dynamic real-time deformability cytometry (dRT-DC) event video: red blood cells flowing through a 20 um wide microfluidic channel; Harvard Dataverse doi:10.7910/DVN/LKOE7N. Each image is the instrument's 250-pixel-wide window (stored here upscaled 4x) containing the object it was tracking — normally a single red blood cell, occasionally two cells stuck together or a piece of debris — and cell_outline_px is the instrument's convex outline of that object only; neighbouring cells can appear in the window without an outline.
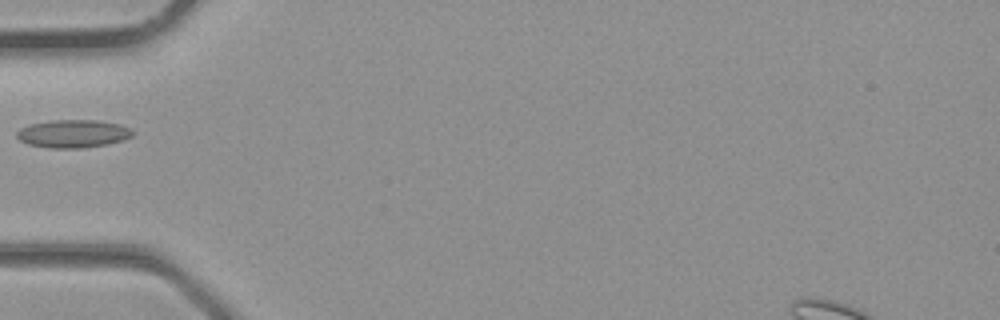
{"species": "common noctule bat (a hibernating species)", "species_latin": "Nyctalus noctula", "temperature_condition": "room temperature", "stored_images_in_passage": 2, "camera_frame_rate_fps": 3000, "um_per_image_px": 0.085, "animal": {"sex": "male", "body_mass_g": 23.1, "forearm_length_mm": 52.7}, "frame": {"image": 1, "passage_image": 2, "time_ms": 0.333, "image_size_px": [1000, 320], "cell_outline_px": [[136, 132], [132, 136], [108, 144], [80, 148], [48, 148], [28, 144], [20, 140], [16, 136], [16, 132], [20, 128], [28, 124], [52, 120], [96, 120], [120, 124]], "centroid_in_image_um": [6.18, 11.36], "position_along_channel_um": 78.8, "area_um2": 18.9}}